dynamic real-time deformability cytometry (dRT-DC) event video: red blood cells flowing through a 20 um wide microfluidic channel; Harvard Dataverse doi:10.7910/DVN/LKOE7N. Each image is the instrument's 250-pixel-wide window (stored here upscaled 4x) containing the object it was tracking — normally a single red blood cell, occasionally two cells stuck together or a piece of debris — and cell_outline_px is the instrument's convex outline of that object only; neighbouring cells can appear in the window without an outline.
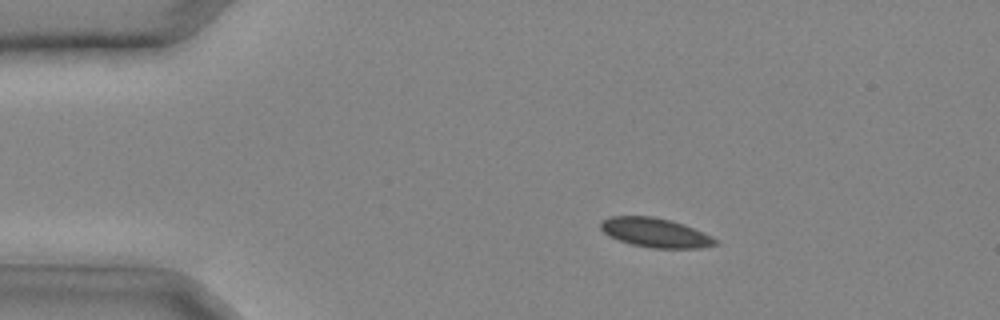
{"species": "common noctule bat (a hibernating species)", "species_latin": "Nyctalus noctula", "temperature_condition": "cold", "stored_images_in_passage": 31, "camera_frame_rate_fps": 3000, "um_per_image_px": 0.085, "animal": {"sex": "male", "body_mass_g": 20.4}, "frame": {"image": 1, "passage_image": 5, "time_ms": 1.333, "image_size_px": [1000, 320], "cell_outline_px": [[720, 240], [716, 244], [700, 248], [652, 248], [632, 244], [608, 236], [600, 228], [600, 220], [608, 216], [652, 216], [672, 220], [684, 224], [704, 232]], "centroid_in_image_um": [55.7, 19.76], "position_along_channel_um": 29.3, "area_um2": 19.77}}
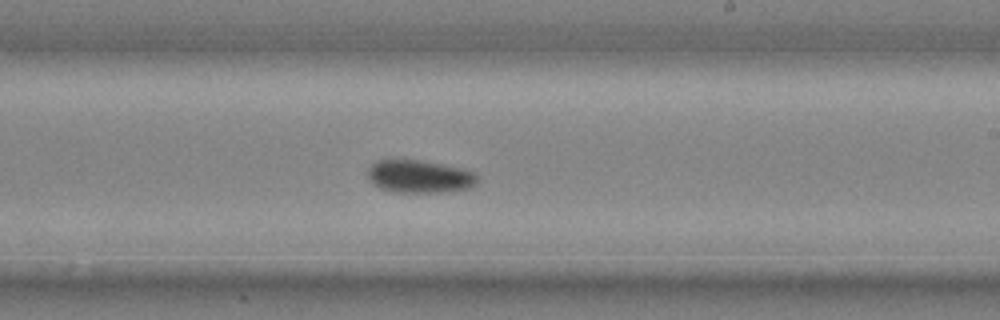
{"frame": {"image": 2, "passage_image": 19, "time_ms": 6.0, "image_size_px": [1000, 320], "cell_outline_px": [[480, 176], [476, 184], [472, 188], [448, 192], [392, 192], [380, 188], [372, 184], [368, 180], [368, 168], [376, 160], [420, 160], [460, 168], [476, 172]], "centroid_in_image_um": [35.68, 15.02], "position_along_channel_um": 253.3, "area_um2": 21.27}}
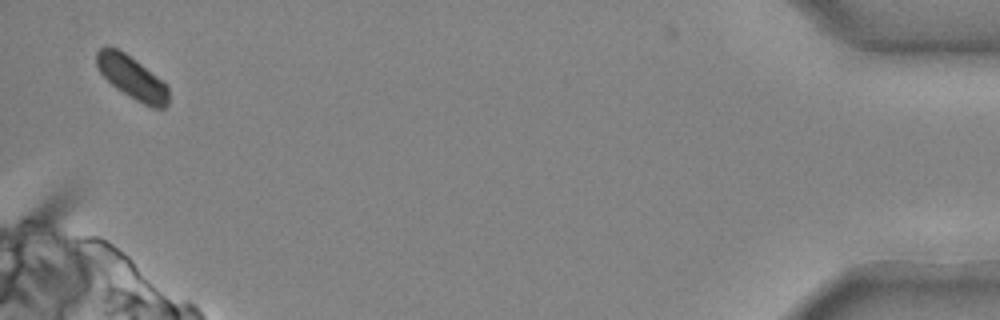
{"frame": {"image": 3, "passage_image": 31, "time_ms": 10.0, "image_size_px": [1000, 320], "cell_outline_px": [[168, 104], [164, 108], [152, 108], [136, 100], [116, 88], [100, 72], [96, 64], [96, 52], [104, 44], [108, 44], [124, 52], [136, 60], [164, 80], [168, 84]], "centroid_in_image_um": [11.23, 6.56], "position_along_channel_um": 424.0, "area_um2": 18.26}}